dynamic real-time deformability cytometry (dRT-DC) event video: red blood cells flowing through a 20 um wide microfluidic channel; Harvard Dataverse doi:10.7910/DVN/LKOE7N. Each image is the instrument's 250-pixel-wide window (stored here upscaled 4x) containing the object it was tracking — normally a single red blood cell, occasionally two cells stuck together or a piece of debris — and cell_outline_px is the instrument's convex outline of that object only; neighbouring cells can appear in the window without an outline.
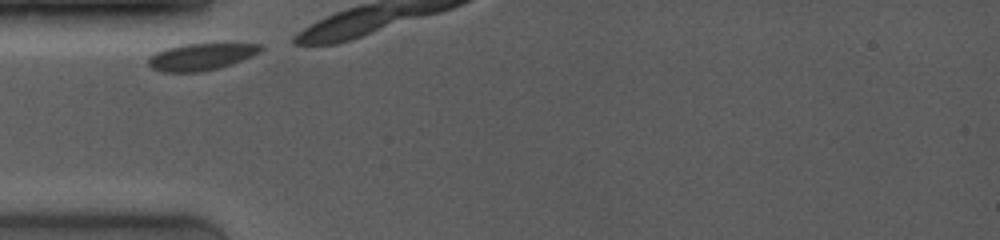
{"species": "common noctule bat (a hibernating species)", "species_latin": "Nyctalus noctula", "temperature_condition": "room temperature", "stored_images_in_passage": 3, "camera_frame_rate_fps": 4000, "um_per_image_px": 0.085, "animal": {"sex": "female", "body_mass_g": 19.0, "forearm_length_mm": 53.3}, "frame": {"image": 1, "passage_image": 1, "time_ms": 0.0, "image_size_px": [1000, 240], "cell_outline_px": [[264, 48], [260, 52], [252, 56], [232, 64], [220, 68], [200, 72], [160, 72], [152, 68], [148, 64], [148, 60], [156, 52], [164, 48], [180, 44], [264, 44]], "centroid_in_image_um": [17.09, 4.83], "position_along_channel_um": 67.9, "area_um2": 17.69}}